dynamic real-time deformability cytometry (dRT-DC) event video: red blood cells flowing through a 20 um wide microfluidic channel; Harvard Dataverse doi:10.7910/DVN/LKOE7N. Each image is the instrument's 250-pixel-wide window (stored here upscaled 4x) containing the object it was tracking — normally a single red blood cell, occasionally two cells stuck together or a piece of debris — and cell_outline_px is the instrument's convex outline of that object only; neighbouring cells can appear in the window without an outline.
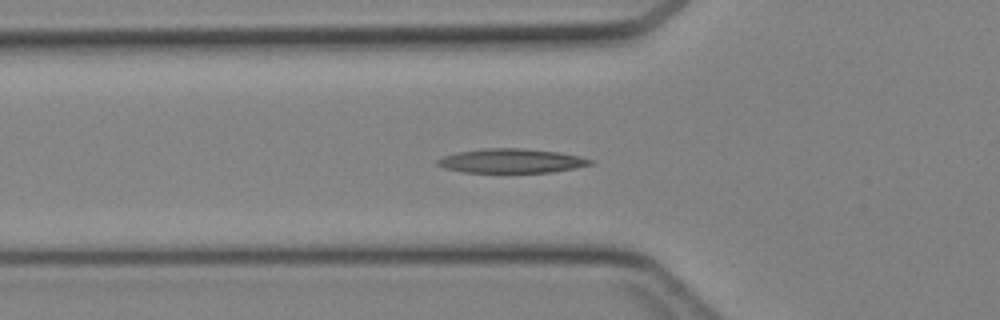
{"species": "Egyptian fruit bat (a non-hibernating species)", "species_latin": "Rousettus aegyptiacus", "temperature_condition": "cold", "stored_images_in_passage": 35, "camera_frame_rate_fps": 3000, "um_per_image_px": 0.085, "animal": {"sex": "female"}, "frame": {"image": 1, "passage_image": 5, "time_ms": 1.333, "image_size_px": [1000, 320], "cell_outline_px": [[596, 160], [592, 164], [576, 168], [552, 172], [460, 172], [444, 168], [436, 164], [436, 160], [444, 156], [456, 152], [488, 148], [524, 148], [560, 152], [580, 156]], "centroid_in_image_um": [43.5, 13.67], "position_along_channel_um": 82.3, "area_um2": 21.73}}
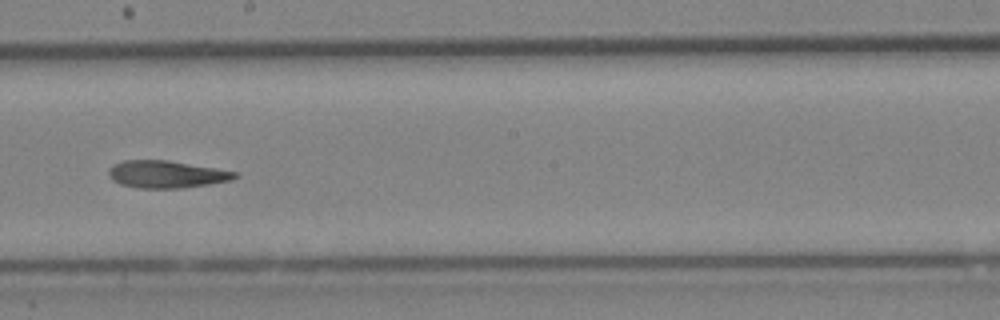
{"frame": {"image": 2, "passage_image": 15, "time_ms": 4.667, "image_size_px": [1000, 320], "cell_outline_px": [[240, 176], [232, 180], [208, 184], [180, 188], [136, 188], [120, 184], [112, 180], [108, 176], [108, 168], [112, 164], [124, 160], [168, 160], [236, 172]], "centroid_in_image_um": [14.09, 14.81], "position_along_channel_um": 234.1, "area_um2": 20.11}}
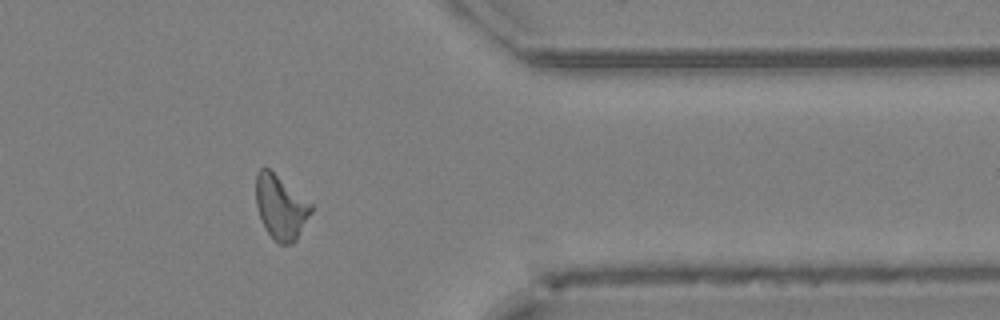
{"frame": {"image": 3, "passage_image": 26, "time_ms": 8.333, "image_size_px": [1000, 320], "cell_outline_px": [[312, 212], [296, 240], [292, 244], [280, 244], [268, 232], [260, 216], [256, 204], [256, 172], [260, 168], [268, 168], [312, 204]], "centroid_in_image_um": [23.86, 17.6], "position_along_channel_um": 387.5, "area_um2": 20.17}}